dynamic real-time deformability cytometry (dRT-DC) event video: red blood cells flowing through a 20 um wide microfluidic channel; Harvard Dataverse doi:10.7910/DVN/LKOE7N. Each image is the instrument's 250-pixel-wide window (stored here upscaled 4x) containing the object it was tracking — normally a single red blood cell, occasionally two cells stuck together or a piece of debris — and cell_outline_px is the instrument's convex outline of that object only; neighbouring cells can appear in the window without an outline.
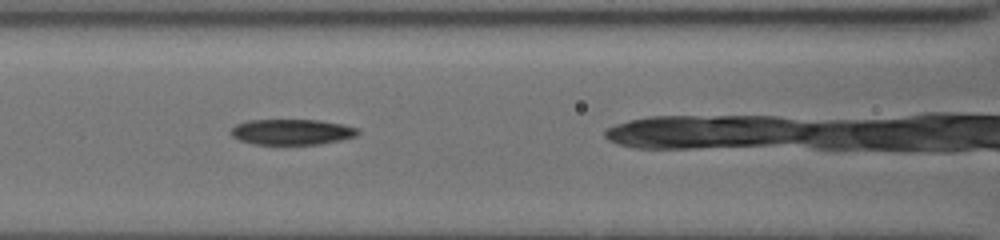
{"species": "common noctule bat (a hibernating species)", "species_latin": "Nyctalus noctula", "temperature_condition": "cold", "stored_images_in_passage": 41, "camera_frame_rate_fps": 3000, "um_per_image_px": 0.085, "animal": {"sex": "female", "body_mass_g": 19.5, "forearm_length_mm": 54.1}, "frame": {"image": 1, "passage_image": 22, "time_ms": 7.0, "image_size_px": [1000, 240], "cell_outline_px": [[360, 132], [356, 136], [340, 140], [320, 144], [252, 144], [240, 140], [232, 136], [232, 128], [236, 124], [248, 120], [320, 120], [340, 124], [356, 128]], "centroid_in_image_um": [24.8, 11.21], "position_along_channel_um": 141.8, "area_um2": 18.79}}
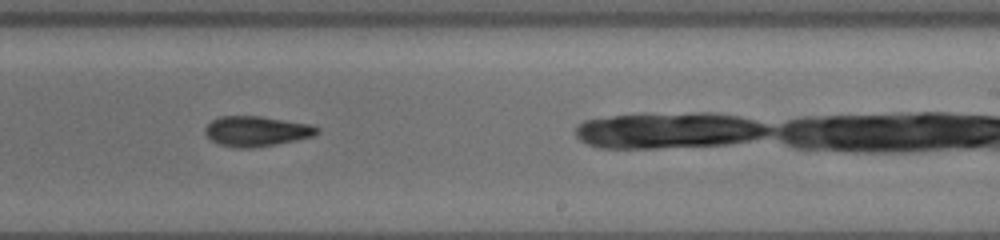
{"frame": {"image": 2, "passage_image": 32, "time_ms": 10.333, "image_size_px": [1000, 240], "cell_outline_px": [[320, 132], [312, 136], [296, 140], [276, 144], [252, 148], [236, 148], [220, 144], [212, 140], [204, 132], [204, 128], [212, 120], [220, 116], [260, 116], [312, 124], [320, 128]], "centroid_in_image_um": [21.82, 11.15], "position_along_channel_um": 267.2, "area_um2": 19.71}}
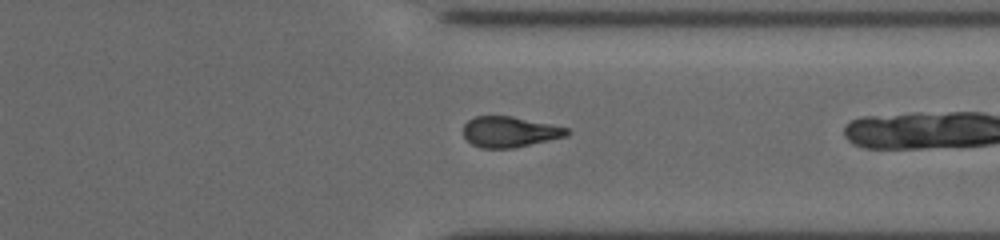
{"frame": {"image": 3, "passage_image": 40, "time_ms": 13.0, "image_size_px": [1000, 240], "cell_outline_px": [[568, 136], [512, 148], [480, 148], [472, 144], [464, 136], [464, 124], [468, 120], [476, 116], [512, 116], [568, 128]], "centroid_in_image_um": [43.3, 11.21], "position_along_channel_um": 368.1, "area_um2": 18.32}}